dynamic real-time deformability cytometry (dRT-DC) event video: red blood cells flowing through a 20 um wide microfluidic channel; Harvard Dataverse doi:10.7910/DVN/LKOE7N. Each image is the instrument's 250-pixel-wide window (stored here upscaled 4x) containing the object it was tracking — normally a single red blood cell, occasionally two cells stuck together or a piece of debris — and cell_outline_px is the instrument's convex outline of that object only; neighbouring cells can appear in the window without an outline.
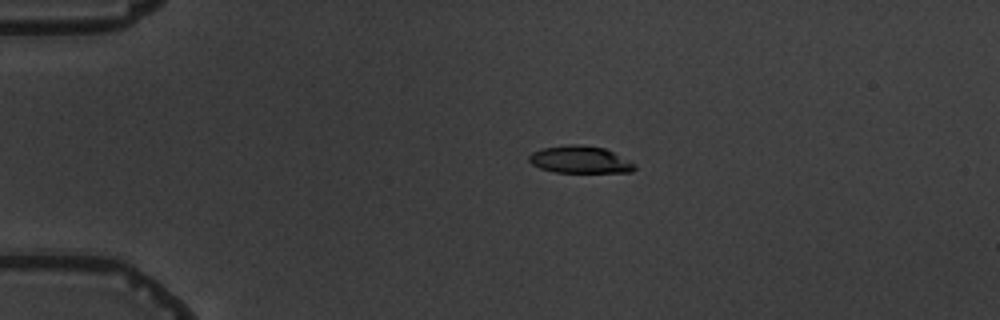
{"species": "common noctule bat (a hibernating species)", "species_latin": "Nyctalus noctula", "temperature_condition": "warm", "stored_images_in_passage": 8, "camera_frame_rate_fps": 3000, "um_per_image_px": 0.085, "animal": {"sex": "male", "body_mass_g": 19.5, "forearm_length_mm": 54.6}, "frame": {"image": 1, "passage_image": 3, "time_ms": 2.333, "image_size_px": [1000, 320], "cell_outline_px": [[636, 168], [632, 172], [556, 172], [540, 168], [532, 164], [528, 160], [528, 156], [532, 152], [540, 148], [568, 144], [580, 144], [604, 148], [612, 152], [632, 164]], "centroid_in_image_um": [49.21, 13.56], "position_along_channel_um": 35.8, "area_um2": 16.53}}
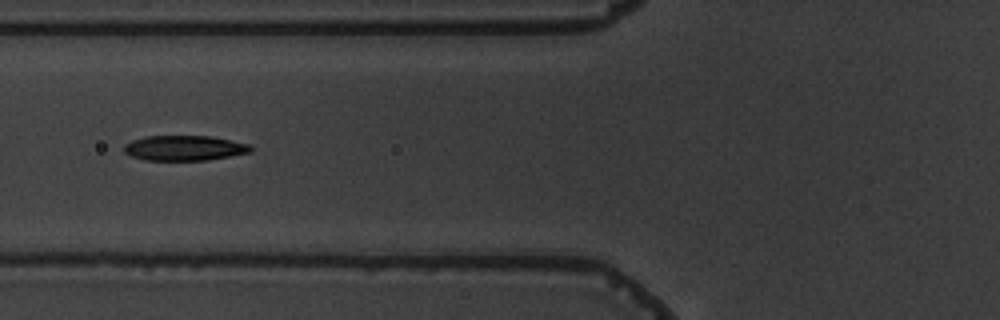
{"frame": {"image": 2, "passage_image": 6, "time_ms": 5.667, "image_size_px": [1000, 320], "cell_outline_px": [[252, 152], [208, 160], [144, 160], [132, 156], [124, 152], [124, 144], [132, 140], [144, 136], [208, 136], [248, 144], [252, 148]], "centroid_in_image_um": [15.64, 12.58], "position_along_channel_um": 110.2, "area_um2": 18.44}}
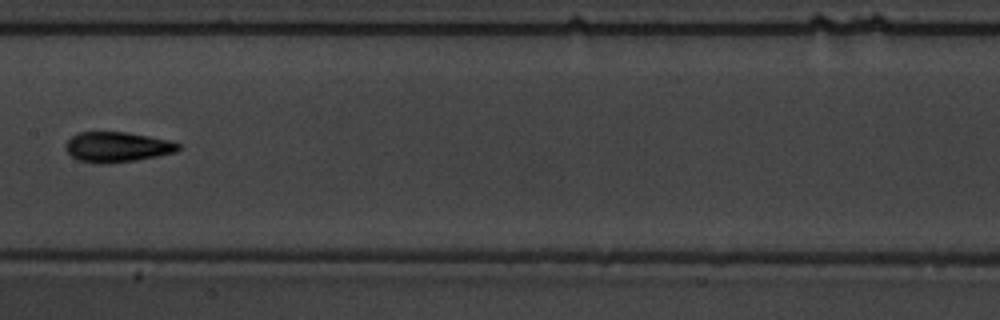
{"frame": {"image": 3, "passage_image": 8, "time_ms": 8.0, "image_size_px": [1000, 320], "cell_outline_px": [[180, 148], [176, 152], [136, 160], [108, 164], [100, 164], [80, 160], [72, 156], [68, 152], [68, 140], [72, 136], [80, 132], [128, 132], [168, 140], [180, 144]], "centroid_in_image_um": [9.99, 12.49], "position_along_channel_um": 197.4, "area_um2": 19.54}}